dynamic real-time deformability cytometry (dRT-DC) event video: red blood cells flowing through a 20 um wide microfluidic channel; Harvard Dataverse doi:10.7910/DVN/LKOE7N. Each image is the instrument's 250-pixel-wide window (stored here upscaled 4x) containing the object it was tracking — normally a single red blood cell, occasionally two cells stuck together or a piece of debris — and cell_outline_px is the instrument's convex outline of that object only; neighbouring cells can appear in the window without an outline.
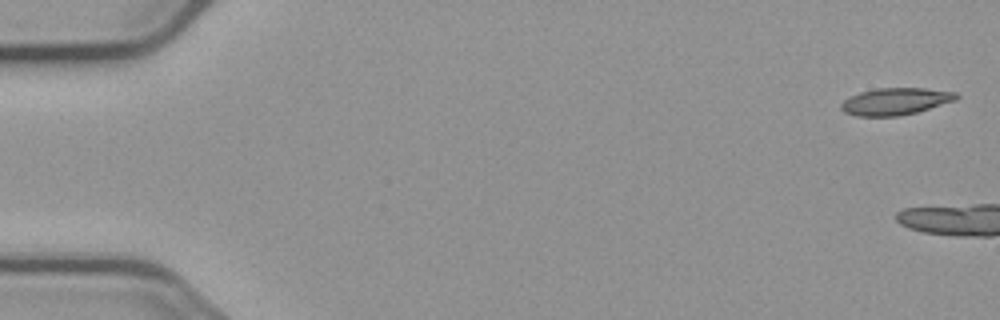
{"species": "common noctule bat (a hibernating species)", "species_latin": "Nyctalus noctula", "temperature_condition": "cold", "stored_images_in_passage": 5, "camera_frame_rate_fps": 3000, "um_per_image_px": 0.085, "animal": {"sex": "male", "body_mass_g": 23.1, "forearm_length_mm": 52.7}, "frame": {"image": 1, "passage_image": 1, "time_ms": 0.0, "image_size_px": [1000, 320], "cell_outline_px": [[960, 96], [956, 100], [916, 112], [896, 116], [856, 116], [844, 112], [840, 108], [840, 104], [848, 96], [860, 92], [876, 88], [924, 88], [956, 92]], "centroid_in_image_um": [76.08, 8.61], "position_along_channel_um": 8.9, "area_um2": 18.15}}